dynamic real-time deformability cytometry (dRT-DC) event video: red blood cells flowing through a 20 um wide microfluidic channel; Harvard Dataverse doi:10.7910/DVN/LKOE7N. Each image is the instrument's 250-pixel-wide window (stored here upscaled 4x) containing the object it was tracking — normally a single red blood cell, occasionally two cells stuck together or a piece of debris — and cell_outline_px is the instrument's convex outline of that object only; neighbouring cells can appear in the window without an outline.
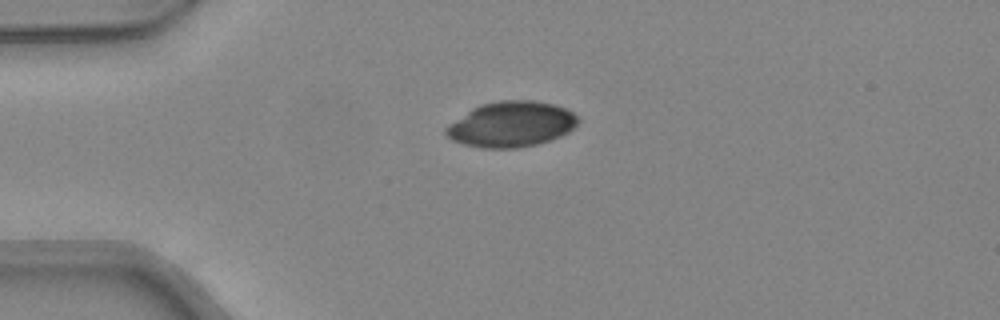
{"species": "common noctule bat (a hibernating species)", "species_latin": "Nyctalus noctula", "temperature_condition": "warm", "stored_images_in_passage": 30, "camera_frame_rate_fps": 3000, "um_per_image_px": 0.085, "animal": {"sex": "female", "body_mass_g": 24.6, "forearm_length_mm": 56.2}, "frame": {"image": 1, "passage_image": 1, "time_ms": 0.0, "image_size_px": [1000, 320], "cell_outline_px": [[580, 120], [568, 132], [560, 136], [536, 144], [520, 148], [480, 148], [464, 144], [452, 140], [444, 132], [444, 128], [448, 124], [472, 108], [480, 104], [500, 100], [532, 100], [552, 104], [564, 108], [580, 116]], "centroid_in_image_um": [43.44, 10.56], "position_along_channel_um": 41.6, "area_um2": 35.03}}
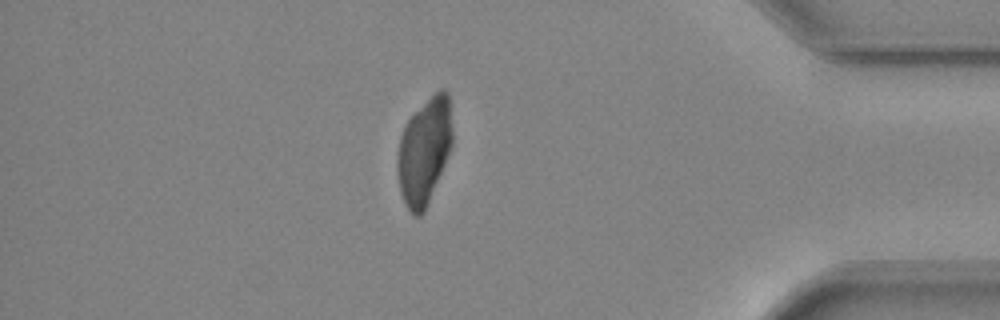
{"frame": {"image": 2, "passage_image": 30, "time_ms": 9.667, "image_size_px": [1000, 320], "cell_outline_px": [[452, 148], [424, 212], [420, 216], [416, 216], [404, 204], [400, 192], [396, 172], [396, 156], [400, 136], [408, 120], [440, 88], [444, 88], [448, 92], [452, 128]], "centroid_in_image_um": [36.05, 12.88], "position_along_channel_um": 399.1, "area_um2": 34.04}}